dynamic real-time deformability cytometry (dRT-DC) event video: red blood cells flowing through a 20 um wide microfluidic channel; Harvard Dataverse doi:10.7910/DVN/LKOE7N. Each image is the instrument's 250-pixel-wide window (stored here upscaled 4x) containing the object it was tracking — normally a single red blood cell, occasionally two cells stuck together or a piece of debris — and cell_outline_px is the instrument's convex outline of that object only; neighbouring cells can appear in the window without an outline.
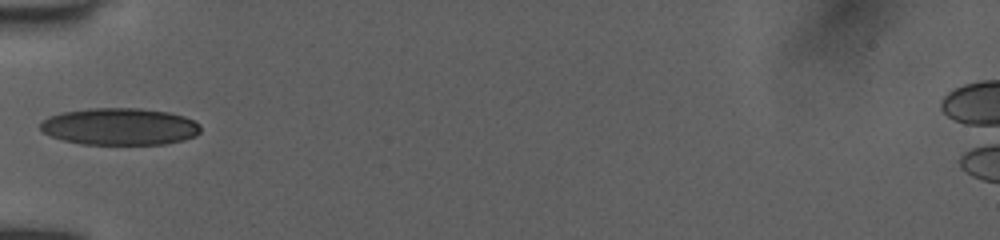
{"species": "human", "species_latin": "Homo sapiens", "temperature_condition": "room temperature", "stored_images_in_passage": 34, "camera_frame_rate_fps": 3000, "um_per_image_px": 0.085, "donor": {"sex": "female"}, "frame": {"image": 1, "passage_image": 1, "time_ms": 0.0, "image_size_px": [1000, 240], "cell_outline_px": [[200, 132], [196, 136], [184, 140], [164, 144], [80, 144], [64, 140], [52, 136], [44, 132], [40, 128], [40, 124], [48, 116], [60, 112], [92, 108], [140, 108], [168, 112], [184, 116], [200, 124]], "centroid_in_image_um": [10.19, 10.75], "position_along_channel_um": 74.8, "area_um2": 34.62}}
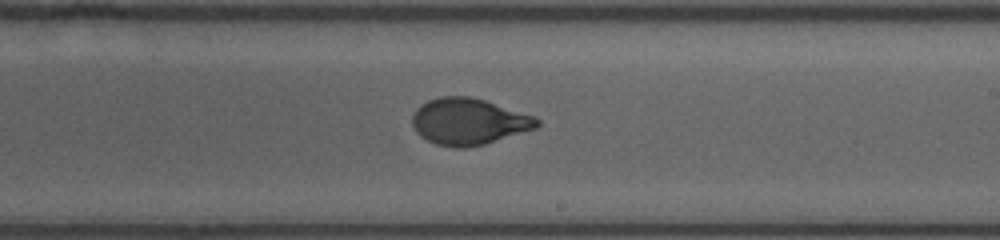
{"frame": {"image": 2, "passage_image": 14, "time_ms": 4.333, "image_size_px": [1000, 240], "cell_outline_px": [[540, 124], [536, 128], [484, 144], [464, 148], [456, 148], [436, 144], [420, 136], [416, 132], [412, 124], [412, 116], [416, 108], [420, 104], [428, 100], [440, 96], [468, 96], [484, 100], [536, 116], [540, 120]], "centroid_in_image_um": [39.83, 10.32], "position_along_channel_um": 249.2, "area_um2": 33.81}}
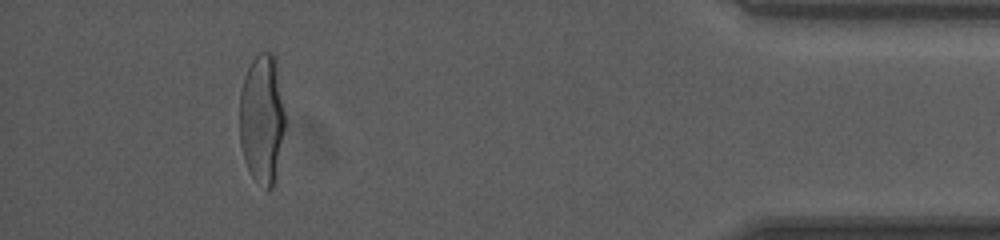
{"frame": {"image": 3, "passage_image": 30, "time_ms": 9.667, "image_size_px": [1000, 240], "cell_outline_px": [[284, 128], [276, 180], [272, 188], [264, 188], [252, 176], [244, 160], [240, 144], [240, 92], [244, 76], [252, 60], [260, 52], [272, 52], [276, 56], [284, 112]], "centroid_in_image_um": [22.27, 10.1], "position_along_channel_um": 412.9, "area_um2": 34.45}, "authors_computed_cell_mechanics": {"area_um2": 33.813, "velocity_mm_per_s": 4.0011, "shape_relaxation_time_tau1_ms": 5.1533, "shape_relaxation_time_tau2_ms": null, "deformation_change_tau1": 0.211, "deformation_change_tau2": null}}